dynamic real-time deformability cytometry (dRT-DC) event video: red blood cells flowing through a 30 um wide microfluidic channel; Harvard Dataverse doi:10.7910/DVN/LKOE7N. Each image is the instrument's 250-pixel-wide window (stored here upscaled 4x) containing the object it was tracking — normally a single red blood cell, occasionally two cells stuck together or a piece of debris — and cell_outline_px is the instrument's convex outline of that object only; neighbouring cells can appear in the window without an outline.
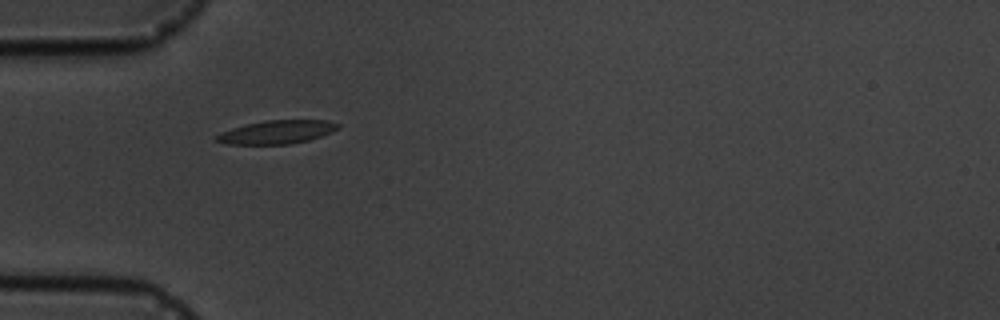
{"species": "common noctule bat (a hibernating species)", "species_latin": "Nyctalus noctula", "temperature_condition": "cold", "stored_images_in_passage": 2, "camera_frame_rate_fps": 3000, "um_per_image_px": 0.085, "animal": {"sex": "male", "body_mass_g": 19.5, "forearm_length_mm": 54.6}, "frame": {"image": 1, "passage_image": 1, "time_ms": 0.0, "image_size_px": [1000, 320], "cell_outline_px": [[340, 128], [332, 132], [308, 140], [292, 144], [228, 144], [212, 140], [212, 136], [220, 132], [232, 128], [264, 120], [328, 120], [340, 124]], "centroid_in_image_um": [23.5, 11.22], "position_along_channel_um": 61.5, "area_um2": 16.76}}
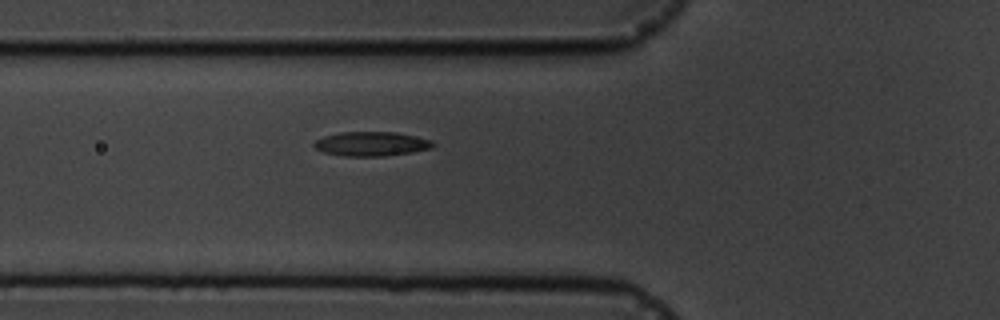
{"frame": {"image": 2, "passage_image": 2, "time_ms": 1.0, "image_size_px": [1000, 320], "cell_outline_px": [[436, 144], [432, 148], [412, 152], [388, 156], [344, 156], [324, 152], [316, 148], [312, 144], [316, 140], [324, 136], [340, 132], [396, 132], [416, 136], [432, 140]], "centroid_in_image_um": [31.6, 12.23], "position_along_channel_um": 94.2, "area_um2": 16.94}}